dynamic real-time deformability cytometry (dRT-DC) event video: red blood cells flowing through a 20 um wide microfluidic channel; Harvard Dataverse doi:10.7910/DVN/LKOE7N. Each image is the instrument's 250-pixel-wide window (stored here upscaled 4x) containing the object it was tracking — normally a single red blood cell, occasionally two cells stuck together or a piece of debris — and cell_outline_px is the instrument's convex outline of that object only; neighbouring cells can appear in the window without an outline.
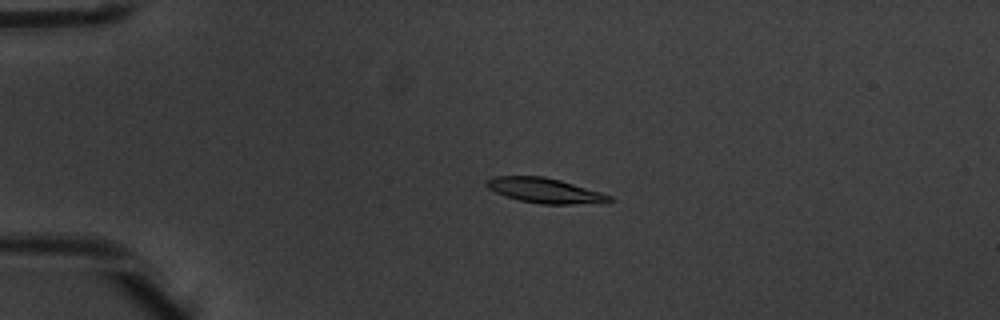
{"species": "common noctule bat (a hibernating species)", "species_latin": "Nyctalus noctula", "temperature_condition": "warm", "stored_images_in_passage": 2, "camera_frame_rate_fps": 3000, "um_per_image_px": 0.085, "animal": {"sex": "male", "body_mass_g": 20.1, "forearm_length_mm": 53.5}, "frame": {"image": 1, "passage_image": 1, "time_ms": 0.0, "image_size_px": [1000, 320], "cell_outline_px": [[612, 200], [572, 204], [540, 204], [520, 200], [504, 196], [488, 188], [484, 184], [488, 180], [496, 176], [544, 176], [560, 180], [600, 192], [612, 196]], "centroid_in_image_um": [46.23, 16.18], "position_along_channel_um": 38.8, "area_um2": 17.46}}